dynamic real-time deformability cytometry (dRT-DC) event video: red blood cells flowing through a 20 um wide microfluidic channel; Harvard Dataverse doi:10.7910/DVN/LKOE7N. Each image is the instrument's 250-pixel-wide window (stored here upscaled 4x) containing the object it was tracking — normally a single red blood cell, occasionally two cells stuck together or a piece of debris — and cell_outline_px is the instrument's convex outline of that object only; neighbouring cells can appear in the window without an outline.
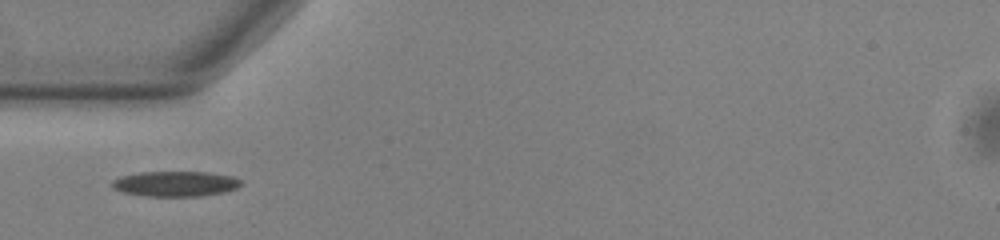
{"species": "common noctule bat (a hibernating species)", "species_latin": "Nyctalus noctula", "temperature_condition": "warm", "stored_images_in_passage": 36, "camera_frame_rate_fps": 3000, "um_per_image_px": 0.085, "animal": {"sex": "male", "body_mass_g": 13.0, "forearm_length_mm": 53.1}, "frame": {"image": 1, "passage_image": 1, "time_ms": 0.0, "image_size_px": [1000, 240], "cell_outline_px": [[244, 184], [236, 188], [224, 192], [200, 196], [144, 196], [124, 192], [112, 188], [112, 180], [120, 176], [136, 172], [208, 172], [232, 176], [240, 180]], "centroid_in_image_um": [14.9, 15.61], "position_along_channel_um": 70.1, "area_um2": 19.07}}
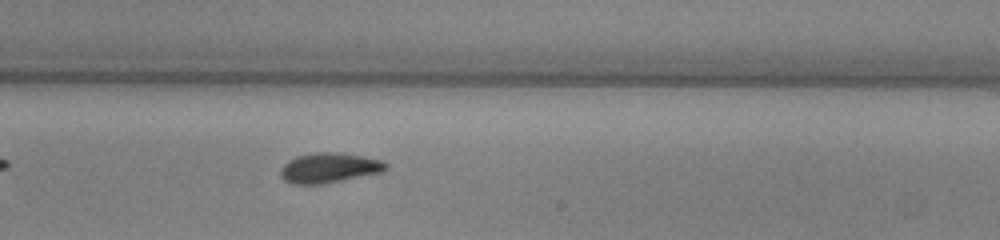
{"frame": {"image": 2, "passage_image": 16, "time_ms": 5.0, "image_size_px": [1000, 240], "cell_outline_px": [[388, 168], [384, 172], [320, 184], [292, 184], [284, 180], [280, 176], [280, 168], [288, 160], [296, 156], [320, 152], [340, 152], [364, 156], [380, 160], [388, 164]], "centroid_in_image_um": [27.98, 14.26], "position_along_channel_um": 261.0, "area_um2": 18.5}}
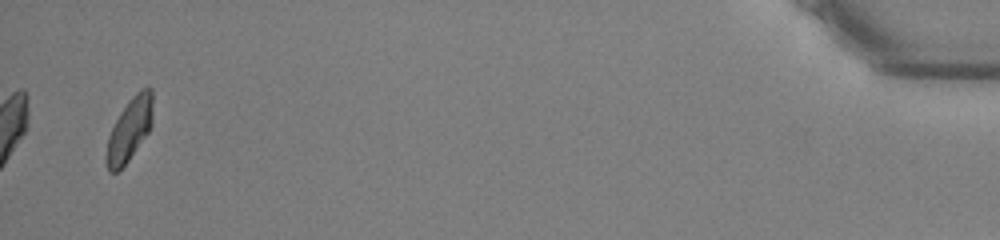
{"frame": {"image": 3, "passage_image": 36, "time_ms": 11.667, "image_size_px": [1000, 240], "cell_outline_px": [[152, 124], [148, 132], [128, 160], [116, 172], [108, 172], [104, 160], [104, 156], [108, 136], [120, 112], [128, 100], [140, 88], [148, 84], [152, 88]], "centroid_in_image_um": [10.99, 10.97], "position_along_channel_um": 424.2, "area_um2": 17.22}}